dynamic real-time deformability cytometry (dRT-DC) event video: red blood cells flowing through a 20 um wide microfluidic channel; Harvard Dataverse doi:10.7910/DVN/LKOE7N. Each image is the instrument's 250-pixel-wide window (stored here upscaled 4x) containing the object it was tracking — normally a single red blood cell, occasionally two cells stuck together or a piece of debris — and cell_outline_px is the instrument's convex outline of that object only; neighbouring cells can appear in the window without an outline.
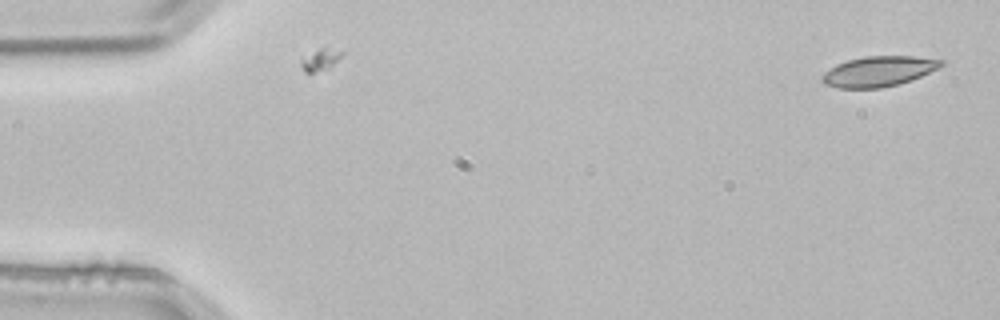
{"species": "common noctule bat (a hibernating species)", "species_latin": "Nyctalus noctula", "temperature_condition": "room temperature", "stored_images_in_passage": 4, "camera_frame_rate_fps": 3000, "um_per_image_px": 0.085, "animal": {"sex": "male", "body_mass_g": 21.5, "forearm_length_mm": 52.0}, "frame": {"image": 1, "passage_image": 4, "time_ms": 1.0, "image_size_px": [1000, 320], "cell_outline_px": [[944, 64], [940, 68], [920, 76], [896, 84], [880, 88], [836, 88], [824, 84], [820, 80], [820, 76], [824, 72], [836, 64], [848, 60], [864, 56], [916, 56], [944, 60]], "centroid_in_image_um": [74.65, 6.06], "position_along_channel_um": 10.4, "area_um2": 21.04}}